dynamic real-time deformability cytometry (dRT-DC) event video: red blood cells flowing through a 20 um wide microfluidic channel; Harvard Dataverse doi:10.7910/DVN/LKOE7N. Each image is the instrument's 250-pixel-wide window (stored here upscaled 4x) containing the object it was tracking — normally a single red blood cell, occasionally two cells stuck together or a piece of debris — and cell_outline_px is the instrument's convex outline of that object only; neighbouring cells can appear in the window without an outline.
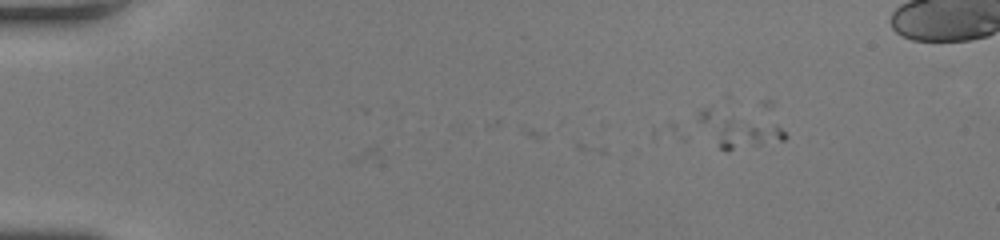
{"species": "human", "species_latin": "Homo sapiens", "temperature_condition": "room temperature", "stored_images_in_passage": 6, "camera_frame_rate_fps": 3000, "um_per_image_px": 0.085, "donor": {"sex": "female"}, "frame": {"image": 1, "passage_image": 4, "time_ms": 1.0, "image_size_px": [1000, 240], "cell_outline_px": [[788, 136], [784, 140], [760, 144], [732, 148], [720, 148], [696, 120], [696, 116], [704, 108], [708, 108], [776, 124]], "centroid_in_image_um": [62.71, 11.0], "position_along_channel_um": 22.3, "area_um2": 16.36}}